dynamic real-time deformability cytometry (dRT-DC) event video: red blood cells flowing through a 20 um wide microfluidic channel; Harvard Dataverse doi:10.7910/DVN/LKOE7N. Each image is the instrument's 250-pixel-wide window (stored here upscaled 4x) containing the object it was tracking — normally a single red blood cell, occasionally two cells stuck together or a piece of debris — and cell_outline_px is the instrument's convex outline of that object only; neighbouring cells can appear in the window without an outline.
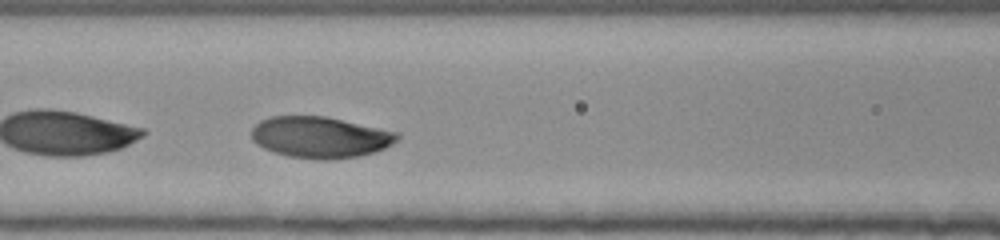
{"species": "human", "species_latin": "Homo sapiens", "temperature_condition": "room temperature", "stored_images_in_passage": 36, "camera_frame_rate_fps": 3000, "um_per_image_px": 0.085, "donor": {"sex": "female"}, "frame": {"image": 1, "passage_image": 12, "time_ms": 3.667, "image_size_px": [1000, 240], "cell_outline_px": [[400, 136], [392, 144], [384, 148], [372, 152], [356, 156], [328, 160], [320, 160], [288, 156], [272, 152], [256, 144], [252, 140], [252, 128], [260, 120], [272, 116], [324, 116], [400, 132]], "centroid_in_image_um": [27.19, 11.66], "position_along_channel_um": 139.4, "area_um2": 35.03}}
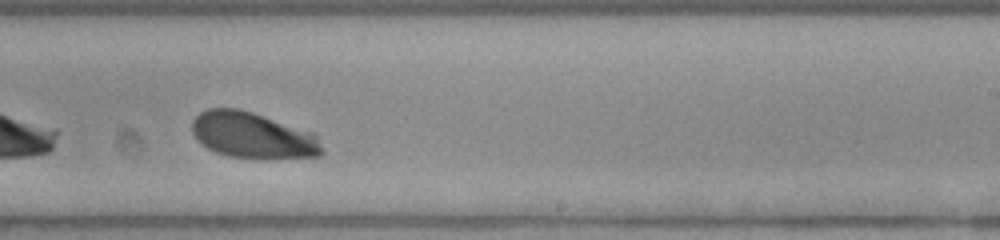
{"frame": {"image": 2, "passage_image": 22, "time_ms": 7.0, "image_size_px": [1000, 240], "cell_outline_px": [[324, 152], [320, 156], [228, 156], [216, 152], [200, 144], [192, 132], [192, 120], [200, 112], [208, 108], [236, 108], [252, 112], [312, 132], [316, 136]], "centroid_in_image_um": [21.41, 11.46], "position_along_channel_um": 267.6, "area_um2": 33.87}}
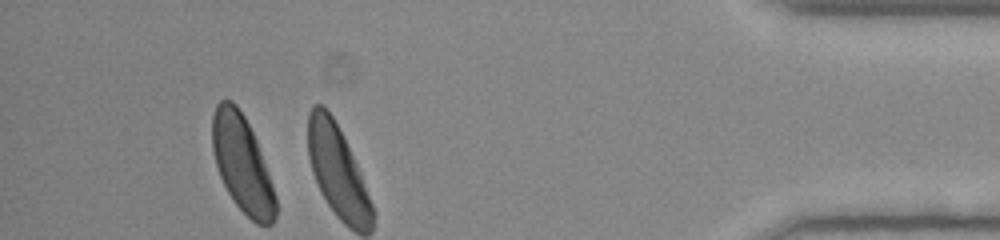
{"frame": {"image": 3, "passage_image": 36, "time_ms": 11.667, "image_size_px": [1000, 240], "cell_outline_px": [[276, 216], [272, 224], [256, 224], [232, 200], [220, 176], [216, 164], [212, 148], [212, 116], [216, 104], [220, 100], [232, 100], [236, 104], [244, 116], [256, 140], [272, 184], [276, 196]], "centroid_in_image_um": [20.57, 13.92], "position_along_channel_um": 414.6, "area_um2": 35.32}, "authors_computed_cell_mechanics": {"area_um2": 35.3736, "velocity_mm_per_s": 3.8675, "shape_relaxation_time_tau1_ms": 1.4065, "shape_relaxation_time_tau2_ms": null, "deformation_change_tau1": 0.1017, "deformation_change_tau2": null}}